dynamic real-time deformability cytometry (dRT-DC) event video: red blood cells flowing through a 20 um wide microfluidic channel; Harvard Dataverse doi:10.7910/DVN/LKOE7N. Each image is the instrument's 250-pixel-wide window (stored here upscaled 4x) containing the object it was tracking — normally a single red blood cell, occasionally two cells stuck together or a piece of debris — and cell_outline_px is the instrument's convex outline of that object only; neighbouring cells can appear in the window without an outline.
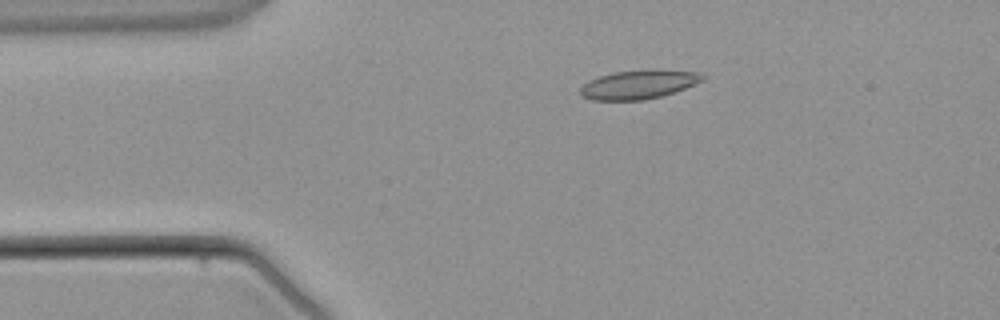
{"species": "common noctule bat (a hibernating species)", "species_latin": "Nyctalus noctula", "temperature_condition": "warm", "stored_images_in_passage": 4, "camera_frame_rate_fps": 3000, "um_per_image_px": 0.085, "animal": {"sex": "male", "body_mass_g": 21.5, "forearm_length_mm": 52.0}, "frame": {"image": 1, "passage_image": 3, "time_ms": 2.333, "image_size_px": [1000, 320], "cell_outline_px": [[704, 80], [684, 88], [660, 96], [644, 100], [592, 100], [580, 96], [580, 88], [588, 80], [600, 76], [616, 72], [648, 68], [656, 68], [700, 72], [704, 76]], "centroid_in_image_um": [54.28, 7.16], "position_along_channel_um": 30.7, "area_um2": 20.81}}
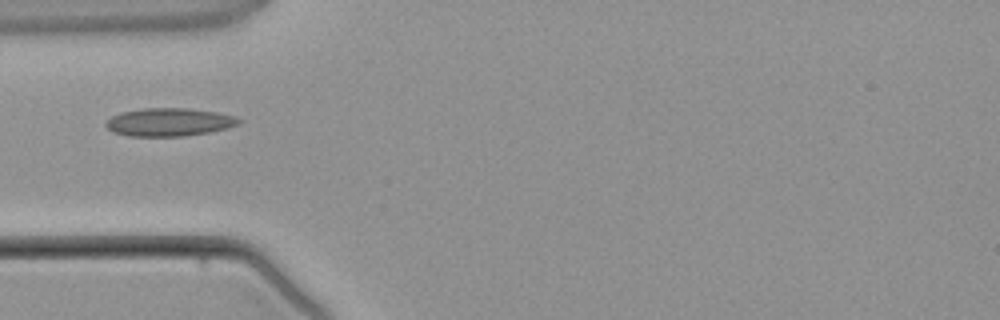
{"frame": {"image": 2, "passage_image": 4, "time_ms": 4.0, "image_size_px": [1000, 320], "cell_outline_px": [[244, 120], [228, 128], [208, 132], [184, 136], [128, 136], [112, 132], [104, 124], [112, 116], [120, 112], [140, 108], [188, 108], [220, 112], [236, 116]], "centroid_in_image_um": [14.39, 10.37], "position_along_channel_um": 70.6, "area_um2": 21.96}}